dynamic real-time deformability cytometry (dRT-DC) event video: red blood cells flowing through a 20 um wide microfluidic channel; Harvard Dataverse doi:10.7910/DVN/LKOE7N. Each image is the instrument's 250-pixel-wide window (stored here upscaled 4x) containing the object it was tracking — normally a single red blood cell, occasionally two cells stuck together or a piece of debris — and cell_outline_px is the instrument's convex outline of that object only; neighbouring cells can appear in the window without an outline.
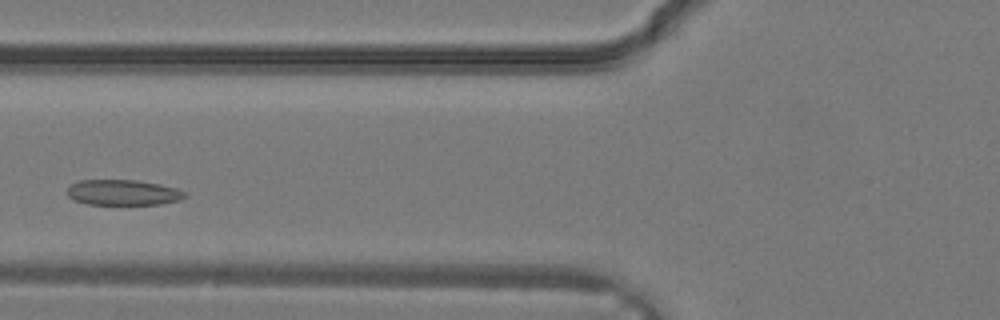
{"species": "common noctule bat (a hibernating species)", "species_latin": "Nyctalus noctula", "temperature_condition": "warm", "stored_images_in_passage": 26, "camera_frame_rate_fps": 3000, "um_per_image_px": 0.085, "animal": {"sex": "male", "body_mass_g": 19.2, "forearm_length_mm": 51.8}, "frame": {"image": 1, "passage_image": 7, "time_ms": 2.0, "image_size_px": [1000, 320], "cell_outline_px": [[188, 196], [180, 200], [160, 204], [88, 204], [76, 200], [68, 196], [68, 188], [72, 184], [80, 180], [136, 180], [160, 184], [176, 188], [188, 192]], "centroid_in_image_um": [10.53, 16.36], "position_along_channel_um": 115.3, "area_um2": 17.46}}
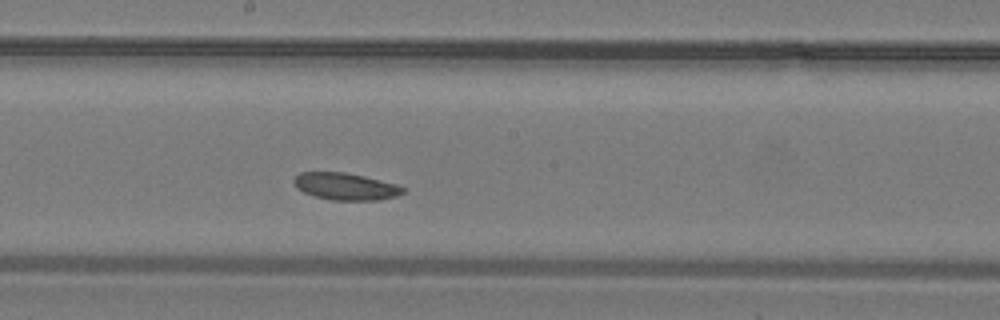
{"frame": {"image": 2, "passage_image": 12, "time_ms": 3.667, "image_size_px": [1000, 320], "cell_outline_px": [[404, 192], [396, 196], [380, 200], [332, 200], [316, 196], [304, 192], [296, 188], [292, 180], [300, 172], [344, 172], [364, 176], [396, 184], [404, 188]], "centroid_in_image_um": [29.35, 15.84], "position_along_channel_um": 218.8, "area_um2": 17.11}}
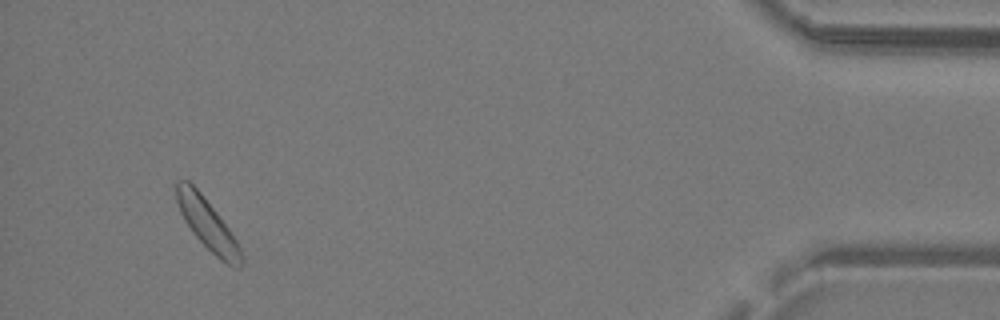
{"frame": {"image": 3, "passage_image": 25, "time_ms": 8.0, "image_size_px": [1000, 320], "cell_outline_px": [[244, 264], [240, 268], [228, 264], [216, 256], [192, 232], [184, 220], [180, 212], [176, 200], [176, 180], [188, 180], [200, 192], [216, 212], [228, 228], [236, 240], [244, 256]], "centroid_in_image_um": [17.63, 19.06], "position_along_channel_um": 417.6, "area_um2": 18.84}}